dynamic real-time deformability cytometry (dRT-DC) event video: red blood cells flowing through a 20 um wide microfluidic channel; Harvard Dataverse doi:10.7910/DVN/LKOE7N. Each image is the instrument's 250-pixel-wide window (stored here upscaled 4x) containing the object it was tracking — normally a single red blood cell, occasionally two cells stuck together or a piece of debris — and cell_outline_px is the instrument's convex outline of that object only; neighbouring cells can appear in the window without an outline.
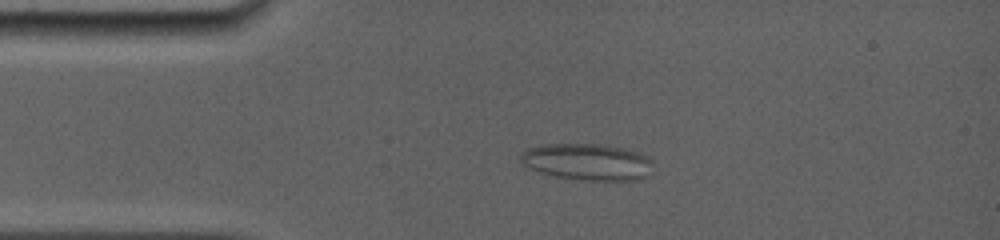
{"species": "common noctule bat (a hibernating species)", "species_latin": "Nyctalus noctula", "temperature_condition": "room temperature", "stored_images_in_passage": 16, "camera_frame_rate_fps": 5000, "um_per_image_px": 0.085, "animal": {"sex": "female", "body_mass_g": 19.0, "forearm_length_mm": 56.7}, "frame": {"image": 1, "passage_image": 5, "time_ms": 3.0, "image_size_px": [1000, 240], "cell_outline_px": [[652, 176], [636, 180], [584, 180], [556, 176], [540, 172], [524, 164], [520, 160], [520, 152], [528, 148], [540, 144], [604, 144], [624, 148], [652, 156]], "centroid_in_image_um": [50.0, 13.75], "position_along_channel_um": 35.0, "area_um2": 28.67}}
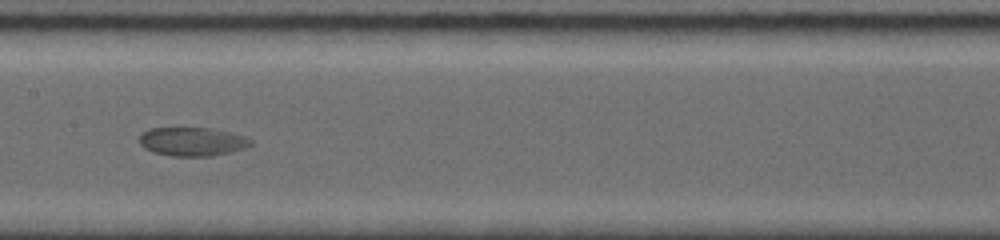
{"frame": {"image": 2, "passage_image": 11, "time_ms": 7.8, "image_size_px": [1000, 240], "cell_outline_px": [[252, 144], [244, 148], [212, 156], [172, 156], [152, 152], [144, 148], [140, 144], [140, 136], [148, 128], [212, 128], [244, 136], [252, 140]], "centroid_in_image_um": [16.32, 12.04], "position_along_channel_um": 191.1, "area_um2": 18.5}}
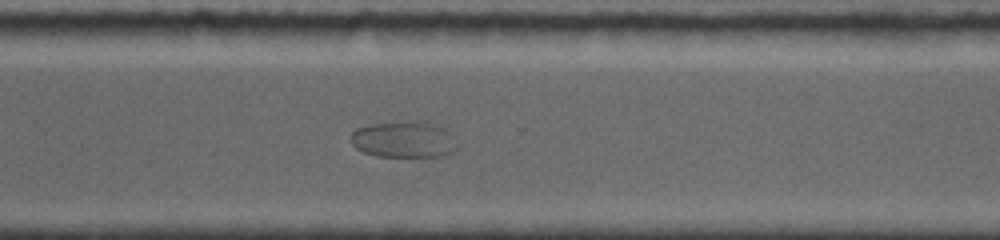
{"frame": {"image": 3, "passage_image": 16, "time_ms": 11.6, "image_size_px": [1000, 240], "cell_outline_px": [[456, 148], [452, 152], [440, 156], [376, 156], [364, 152], [356, 148], [352, 144], [352, 132], [356, 128], [372, 124], [416, 120], [424, 120], [440, 128], [444, 132]], "centroid_in_image_um": [34.21, 11.85], "position_along_channel_um": 336.4, "area_um2": 21.79}}